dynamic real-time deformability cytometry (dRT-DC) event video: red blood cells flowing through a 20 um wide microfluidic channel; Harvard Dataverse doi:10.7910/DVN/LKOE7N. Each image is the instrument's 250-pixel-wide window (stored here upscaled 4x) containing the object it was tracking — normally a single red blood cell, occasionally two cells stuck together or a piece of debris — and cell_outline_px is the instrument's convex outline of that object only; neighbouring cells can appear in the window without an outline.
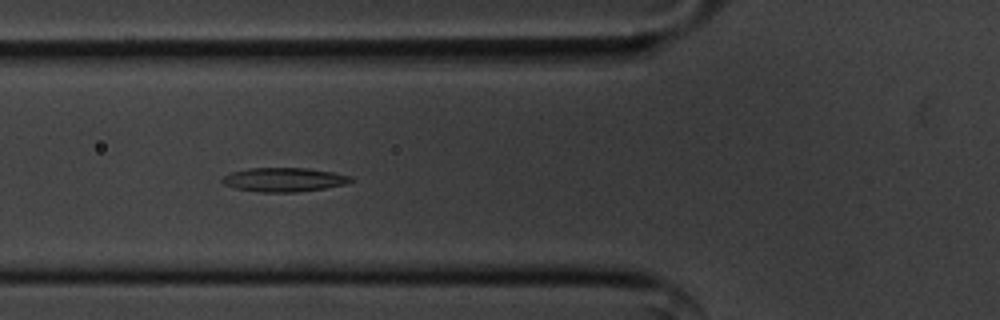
{"species": "common noctule bat (a hibernating species)", "species_latin": "Nyctalus noctula", "temperature_condition": "cold", "stored_images_in_passage": 52, "camera_frame_rate_fps": 3000, "um_per_image_px": 0.085, "animal": {"sex": "male", "body_mass_g": 20.1, "forearm_length_mm": 53.5}, "frame": {"image": 1, "passage_image": 16, "time_ms": 5.0, "image_size_px": [1000, 320], "cell_outline_px": [[356, 180], [344, 184], [324, 188], [296, 192], [256, 192], [236, 188], [224, 184], [220, 180], [224, 176], [232, 172], [248, 168], [308, 168], [332, 172], [352, 176]], "centroid_in_image_um": [24.15, 15.27], "position_along_channel_um": 101.7, "area_um2": 17.98}}
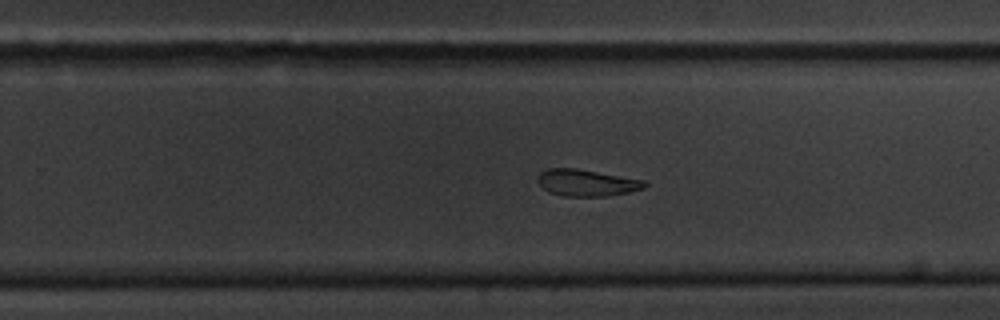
{"frame": {"image": 2, "passage_image": 31, "time_ms": 10.0, "image_size_px": [1000, 320], "cell_outline_px": [[648, 184], [644, 188], [628, 192], [604, 196], [564, 196], [548, 192], [536, 180], [540, 172], [548, 168], [576, 168], [644, 180]], "centroid_in_image_um": [49.84, 15.53], "position_along_channel_um": 280.0, "area_um2": 16.53}}
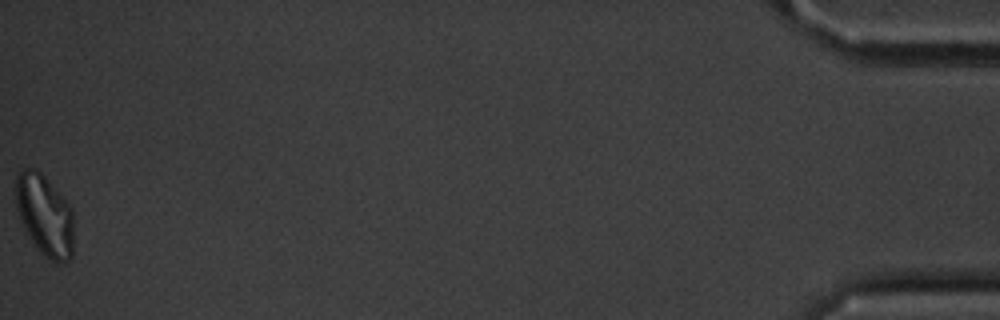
{"frame": {"image": 3, "passage_image": 52, "time_ms": 17.0, "image_size_px": [1000, 320], "cell_outline_px": [[72, 256], [68, 260], [60, 264], [44, 256], [36, 248], [24, 232], [16, 208], [16, 176], [24, 168], [36, 168], [44, 176], [72, 208]], "centroid_in_image_um": [3.77, 18.31], "position_along_channel_um": 431.4, "area_um2": 27.46}, "authors_computed_cell_mechanics": {"area_um2": 18.4093, "velocity_mm_per_s": 3.5598, "shape_relaxation_time_tau1_ms": 5.9589, "shape_relaxation_time_tau2_ms": null, "deformation_change_tau1": 0.1514, "deformation_change_tau2": null}}